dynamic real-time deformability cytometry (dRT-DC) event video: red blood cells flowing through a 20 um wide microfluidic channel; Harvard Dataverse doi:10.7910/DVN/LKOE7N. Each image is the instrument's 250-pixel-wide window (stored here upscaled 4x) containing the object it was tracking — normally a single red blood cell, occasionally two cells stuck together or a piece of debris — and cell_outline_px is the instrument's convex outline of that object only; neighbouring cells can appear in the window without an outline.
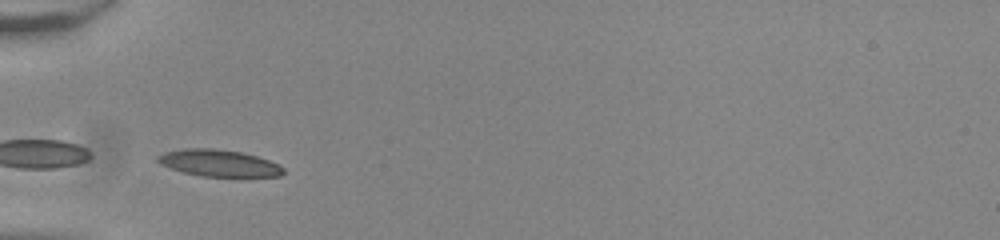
{"species": "common noctule bat (a hibernating species)", "species_latin": "Nyctalus noctula", "temperature_condition": "room temperature", "stored_images_in_passage": 16, "camera_frame_rate_fps": 3000, "um_per_image_px": 0.085, "animal": {"sex": "male", "body_mass_g": 20.0, "forearm_length_mm": 53.3}, "frame": {"image": 1, "passage_image": 1, "time_ms": 0.0, "image_size_px": [1000, 240], "cell_outline_px": [[284, 172], [280, 176], [200, 176], [184, 172], [160, 164], [156, 160], [156, 156], [164, 152], [184, 148], [216, 148], [244, 152], [280, 164], [284, 168]], "centroid_in_image_um": [18.6, 13.84], "position_along_channel_um": 66.4, "area_um2": 19.65}}
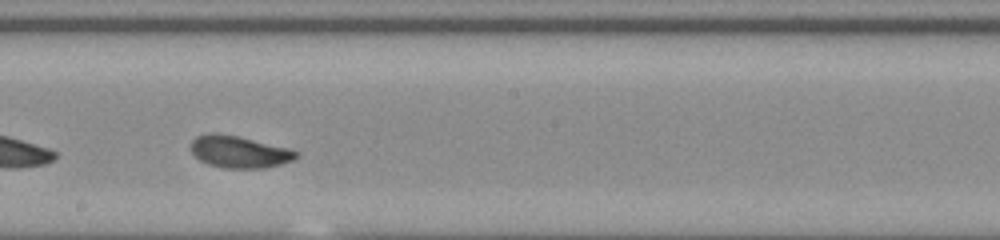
{"frame": {"image": 2, "passage_image": 14, "time_ms": 4.333, "image_size_px": [1000, 240], "cell_outline_px": [[300, 152], [292, 160], [280, 164], [264, 168], [224, 168], [208, 164], [200, 160], [192, 152], [192, 140], [196, 136], [208, 132], [216, 132], [236, 136], [288, 148]], "centroid_in_image_um": [20.3, 12.9], "position_along_channel_um": 227.9, "area_um2": 19.42}}